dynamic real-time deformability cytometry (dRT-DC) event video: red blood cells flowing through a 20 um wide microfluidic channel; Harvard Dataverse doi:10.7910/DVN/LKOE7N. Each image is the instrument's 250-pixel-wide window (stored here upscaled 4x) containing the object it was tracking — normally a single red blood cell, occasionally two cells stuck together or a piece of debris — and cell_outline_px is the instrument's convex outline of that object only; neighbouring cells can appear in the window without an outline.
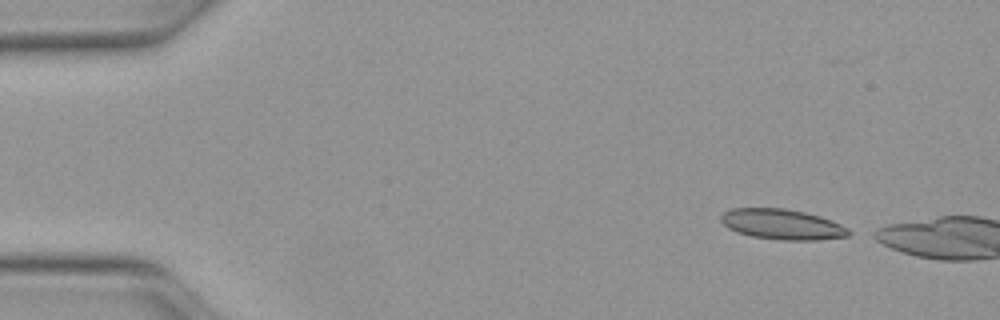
{"species": "Egyptian fruit bat (a non-hibernating species)", "species_latin": "Rousettus aegyptiacus", "temperature_condition": "warm", "stored_images_in_passage": 11, "camera_frame_rate_fps": 3000, "um_per_image_px": 0.085, "animal": {"sex": "female"}, "frame": {"image": 1, "passage_image": 1, "time_ms": 0.0, "image_size_px": [1000, 320], "cell_outline_px": [[856, 232], [848, 236], [816, 240], [780, 240], [752, 236], [736, 232], [728, 228], [720, 220], [720, 216], [724, 212], [732, 208], [784, 208], [804, 212], [820, 216], [832, 220]], "centroid_in_image_um": [66.51, 19.07], "position_along_channel_um": 18.5, "area_um2": 22.77}}
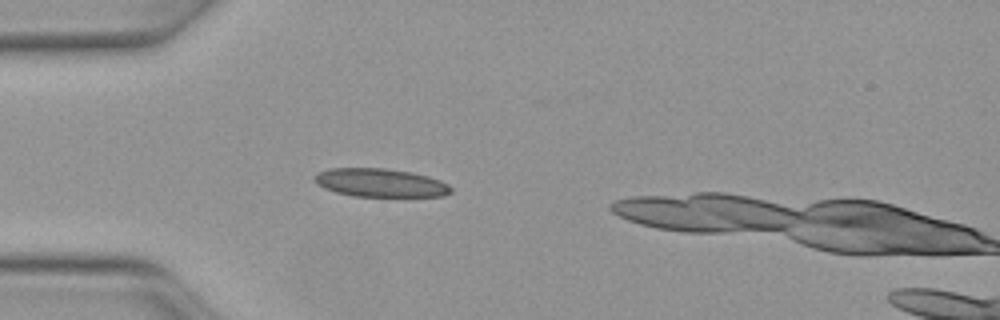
{"frame": {"image": 2, "passage_image": 10, "time_ms": 3.0, "image_size_px": [1000, 320], "cell_outline_px": [[452, 192], [444, 196], [352, 196], [336, 192], [324, 188], [312, 176], [328, 168], [384, 168], [412, 172], [428, 176], [440, 180], [448, 184], [452, 188]], "centroid_in_image_um": [32.36, 15.53], "position_along_channel_um": 52.6, "area_um2": 22.48}}